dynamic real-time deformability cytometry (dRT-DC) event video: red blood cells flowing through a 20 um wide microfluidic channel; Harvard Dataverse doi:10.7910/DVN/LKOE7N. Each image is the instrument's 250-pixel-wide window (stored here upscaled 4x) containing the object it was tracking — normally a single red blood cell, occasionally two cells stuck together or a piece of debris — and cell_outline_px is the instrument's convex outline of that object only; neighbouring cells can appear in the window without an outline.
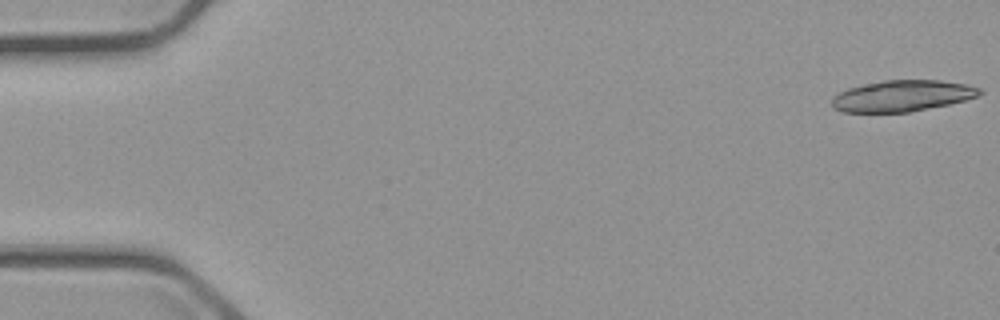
{"species": "common noctule bat (a hibernating species)", "species_latin": "Nyctalus noctula", "temperature_condition": "cold", "stored_images_in_passage": 6, "camera_frame_rate_fps": 3000, "um_per_image_px": 0.085, "animal": {"sex": "male", "body_mass_g": 23.1, "forearm_length_mm": 52.7}, "frame": {"image": 1, "passage_image": 1, "time_ms": 0.0, "image_size_px": [1000, 320], "cell_outline_px": [[984, 92], [980, 96], [948, 104], [908, 112], [844, 112], [832, 108], [832, 96], [848, 88], [884, 80], [940, 80], [968, 84], [980, 88]], "centroid_in_image_um": [76.71, 8.14], "position_along_channel_um": 8.3, "area_um2": 26.88}}
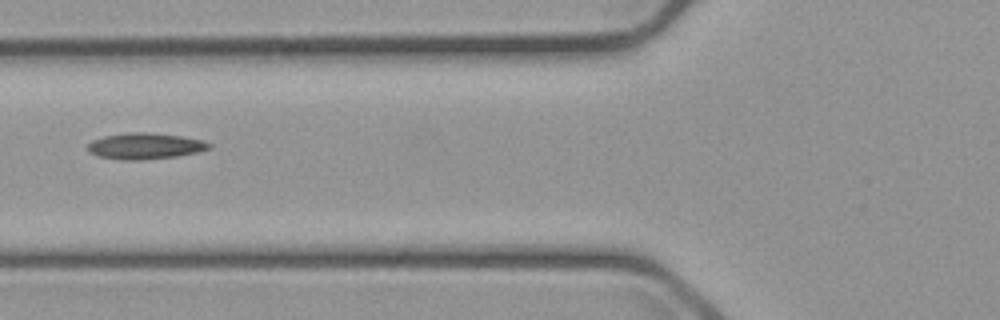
{"frame": {"image": 2, "passage_image": 6, "time_ms": 7.0, "image_size_px": [1000, 320], "cell_outline_px": [[212, 148], [196, 152], [176, 156], [140, 160], [120, 160], [100, 156], [88, 152], [88, 144], [92, 140], [104, 136], [128, 132], [148, 132], [180, 136], [204, 140], [212, 144]], "centroid_in_image_um": [12.34, 12.41], "position_along_channel_um": 113.5, "area_um2": 18.5}}